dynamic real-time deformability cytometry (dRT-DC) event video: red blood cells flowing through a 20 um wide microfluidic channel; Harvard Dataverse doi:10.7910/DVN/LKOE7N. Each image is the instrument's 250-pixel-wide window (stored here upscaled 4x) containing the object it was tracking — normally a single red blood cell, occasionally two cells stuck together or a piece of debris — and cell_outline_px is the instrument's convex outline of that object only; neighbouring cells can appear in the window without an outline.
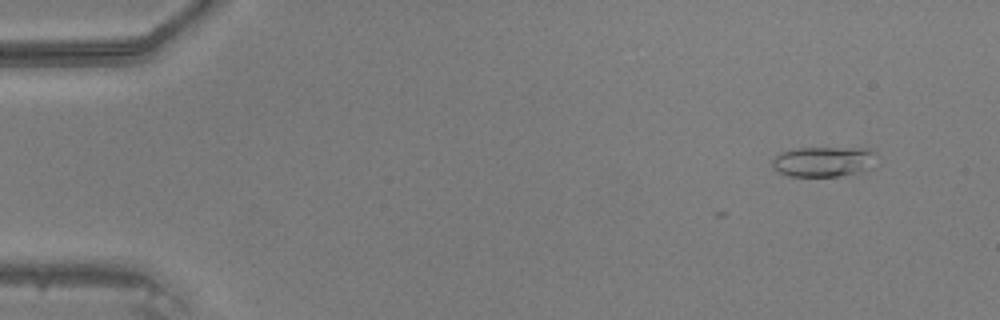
{"species": "common noctule bat (a hibernating species)", "species_latin": "Nyctalus noctula", "temperature_condition": "warm", "stored_images_in_passage": 3, "camera_frame_rate_fps": 3000, "um_per_image_px": 0.085, "animal": {"sex": "male", "body_mass_g": 20.5, "forearm_length_mm": 52.5}, "frame": {"image": 1, "passage_image": 3, "time_ms": 0.667, "image_size_px": [1000, 320], "cell_outline_px": [[876, 152], [868, 168], [860, 172], [840, 176], [788, 176], [772, 168], [772, 160], [780, 152], [800, 148], [868, 148]], "centroid_in_image_um": [69.95, 13.73], "position_along_channel_um": 15.0, "area_um2": 18.15}}